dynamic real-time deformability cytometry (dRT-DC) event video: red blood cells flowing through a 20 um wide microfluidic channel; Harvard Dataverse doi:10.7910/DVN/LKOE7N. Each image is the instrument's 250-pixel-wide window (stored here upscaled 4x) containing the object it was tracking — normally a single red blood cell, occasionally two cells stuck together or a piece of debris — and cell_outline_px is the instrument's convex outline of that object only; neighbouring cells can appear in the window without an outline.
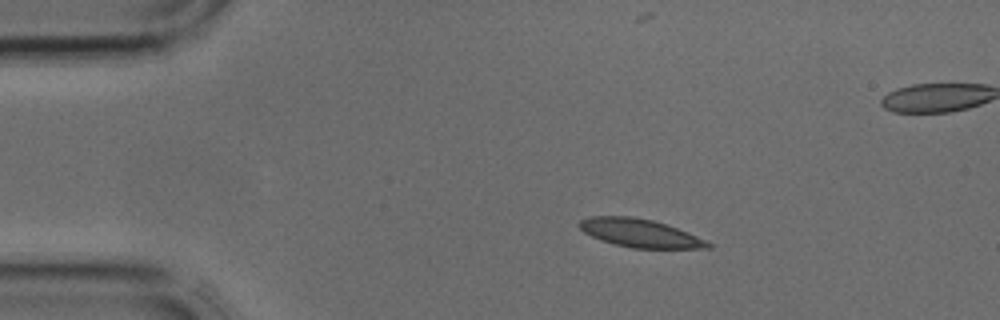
{"species": "common noctule bat (a hibernating species)", "species_latin": "Nyctalus noctula", "temperature_condition": "cold", "stored_images_in_passage": 3, "camera_frame_rate_fps": 3000, "um_per_image_px": 0.085, "animal": {"sex": "male", "body_mass_g": 17.9, "forearm_length_mm": 54.2}, "frame": {"image": 1, "passage_image": 1, "time_ms": 0.0, "image_size_px": [1000, 320], "cell_outline_px": [[712, 248], [632, 248], [616, 244], [592, 236], [584, 232], [576, 224], [580, 220], [592, 216], [628, 216], [652, 220], [688, 232], [708, 240], [712, 244]], "centroid_in_image_um": [54.42, 19.81], "position_along_channel_um": 30.6, "area_um2": 20.92}}